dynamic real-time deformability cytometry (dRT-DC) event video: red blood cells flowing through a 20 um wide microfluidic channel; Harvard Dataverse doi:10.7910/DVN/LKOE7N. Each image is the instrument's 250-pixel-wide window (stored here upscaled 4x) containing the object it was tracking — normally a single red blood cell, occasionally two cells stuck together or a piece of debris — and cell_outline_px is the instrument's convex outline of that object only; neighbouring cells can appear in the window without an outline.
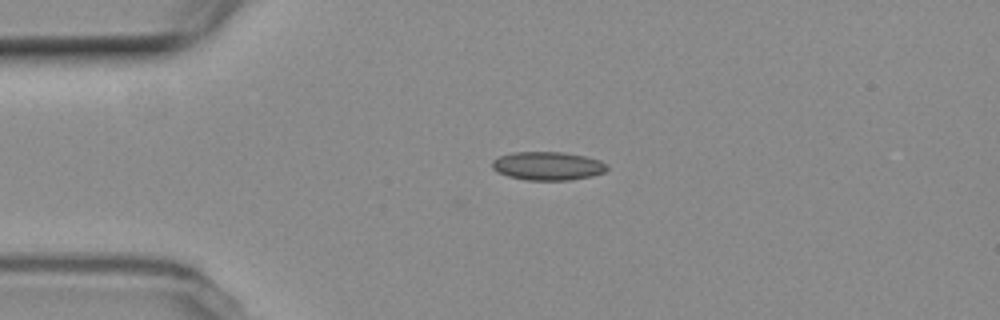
{"species": "common noctule bat (a hibernating species)", "species_latin": "Nyctalus noctula", "temperature_condition": "room temperature", "stored_images_in_passage": 2, "camera_frame_rate_fps": 3000, "um_per_image_px": 0.085, "animal": {"sex": "female", "body_mass_g": 19.3, "forearm_length_mm": 54.1}, "frame": {"image": 1, "passage_image": 1, "time_ms": 0.0, "image_size_px": [1000, 320], "cell_outline_px": [[608, 168], [604, 172], [592, 176], [568, 180], [528, 180], [508, 176], [496, 172], [492, 168], [492, 160], [500, 156], [512, 152], [564, 152], [584, 156], [600, 160], [608, 164]], "centroid_in_image_um": [46.56, 14.1], "position_along_channel_um": 38.4, "area_um2": 19.13}}